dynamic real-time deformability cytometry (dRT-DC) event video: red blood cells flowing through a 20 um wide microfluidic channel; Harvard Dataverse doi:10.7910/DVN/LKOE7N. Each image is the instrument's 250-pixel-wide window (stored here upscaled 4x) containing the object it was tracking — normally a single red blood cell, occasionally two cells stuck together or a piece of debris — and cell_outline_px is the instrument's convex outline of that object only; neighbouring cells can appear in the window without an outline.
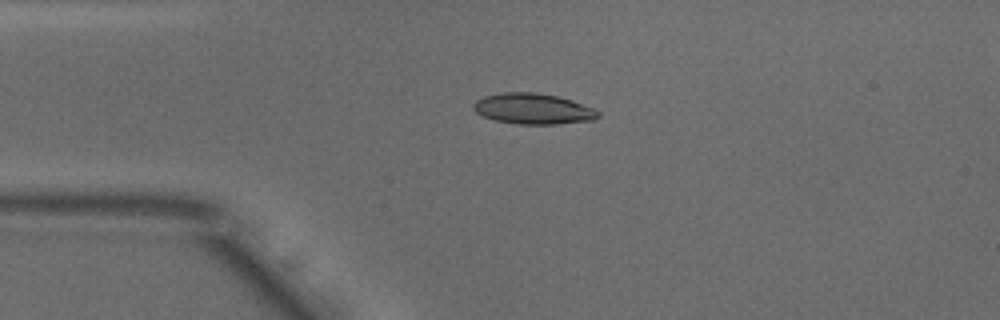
{"species": "common noctule bat (a hibernating species)", "species_latin": "Nyctalus noctula", "temperature_condition": "warm", "stored_images_in_passage": 41, "camera_frame_rate_fps": 3000, "um_per_image_px": 0.085, "animal": {"sex": "male", "body_mass_g": 18.8}, "frame": {"image": 1, "passage_image": 1, "time_ms": 0.0, "image_size_px": [1000, 320], "cell_outline_px": [[600, 116], [592, 120], [556, 124], [516, 124], [492, 120], [476, 112], [472, 108], [472, 104], [476, 100], [484, 96], [504, 92], [536, 92], [556, 96], [572, 100], [592, 108], [600, 112]], "centroid_in_image_um": [45.28, 9.25], "position_along_channel_um": 39.7, "area_um2": 22.37}}
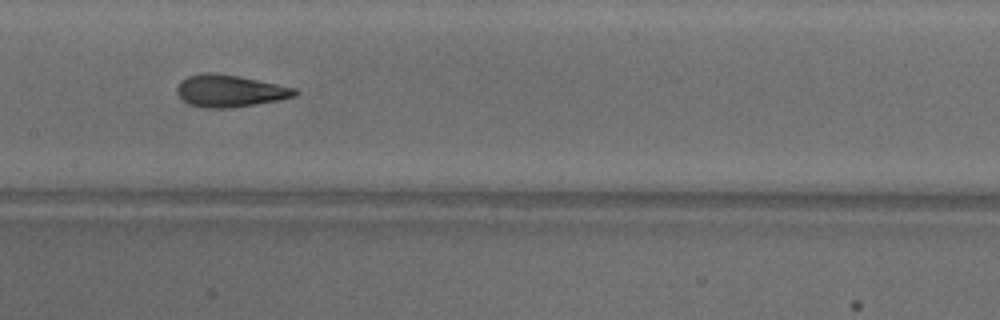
{"frame": {"image": 2, "passage_image": 14, "time_ms": 4.333, "image_size_px": [1000, 320], "cell_outline_px": [[300, 92], [296, 96], [280, 100], [228, 108], [208, 108], [188, 104], [176, 92], [176, 88], [180, 80], [188, 76], [200, 72], [216, 72], [240, 76], [296, 88]], "centroid_in_image_um": [19.53, 7.71], "position_along_channel_um": 187.9, "area_um2": 22.25}}
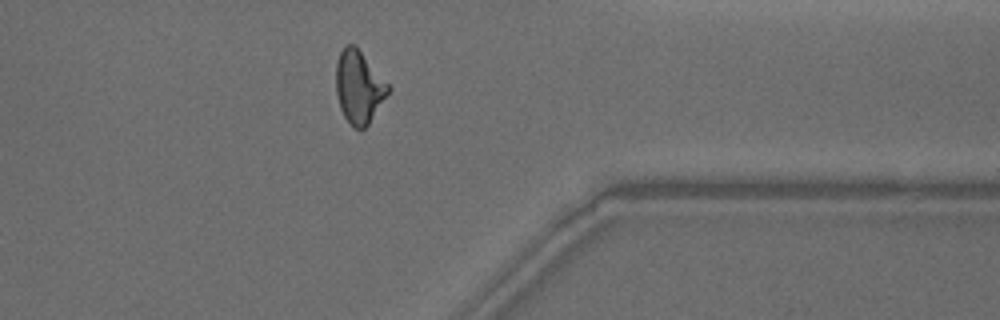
{"frame": {"image": 3, "passage_image": 30, "time_ms": 9.667, "image_size_px": [1000, 320], "cell_outline_px": [[392, 88], [368, 124], [360, 132], [352, 128], [344, 116], [340, 108], [336, 92], [336, 60], [340, 52], [348, 44], [356, 44]], "centroid_in_image_um": [30.5, 7.4], "position_along_channel_um": 380.9, "area_um2": 22.37}, "authors_computed_cell_mechanics": {"area_um2": 22.0218, "velocity_mm_per_s": 3.8723, "shape_relaxation_time_tau1_ms": 5.1494, "shape_relaxation_time_tau2_ms": 1.428, "deformation_change_tau1": 0.1816, "deformation_change_tau2": 0.0961}}